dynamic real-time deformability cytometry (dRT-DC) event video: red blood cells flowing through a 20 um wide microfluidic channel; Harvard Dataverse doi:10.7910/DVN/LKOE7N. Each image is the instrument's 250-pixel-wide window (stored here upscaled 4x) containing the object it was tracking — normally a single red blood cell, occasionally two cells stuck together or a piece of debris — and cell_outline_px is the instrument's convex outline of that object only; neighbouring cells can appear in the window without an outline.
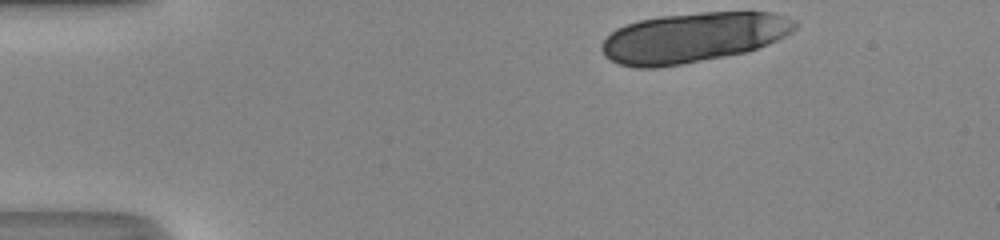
{"species": "human", "species_latin": "Homo sapiens", "temperature_condition": "room temperature", "stored_images_in_passage": 34, "camera_frame_rate_fps": 3000, "um_per_image_px": 0.085, "donor": {"sex": "male"}, "frame": {"image": 1, "passage_image": 1, "time_ms": 0.0, "image_size_px": [1000, 240], "cell_outline_px": [[796, 28], [792, 32], [768, 44], [748, 52], [684, 64], [656, 68], [632, 68], [620, 64], [604, 56], [600, 48], [600, 44], [616, 28], [640, 20], [660, 16], [700, 12], [772, 12], [796, 20]], "centroid_in_image_um": [58.91, 3.2], "position_along_channel_um": 26.1, "area_um2": 56.53}}
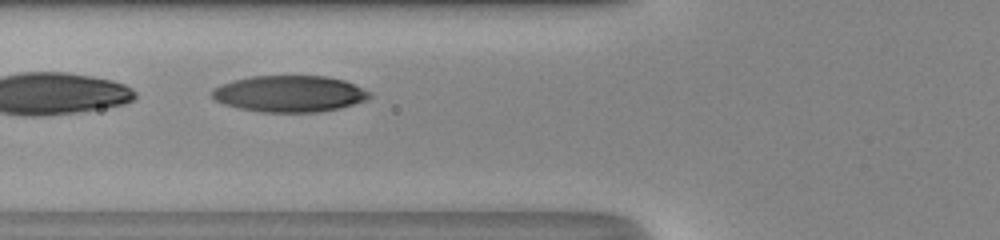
{"frame": {"image": 2, "passage_image": 13, "time_ms": 4.0, "image_size_px": [1000, 240], "cell_outline_px": [[372, 96], [364, 100], [340, 108], [320, 112], [260, 112], [240, 108], [224, 104], [216, 100], [212, 96], [212, 88], [220, 84], [232, 80], [252, 76], [328, 76], [344, 80], [372, 92]], "centroid_in_image_um": [24.6, 7.96], "position_along_channel_um": 101.2, "area_um2": 33.52}}
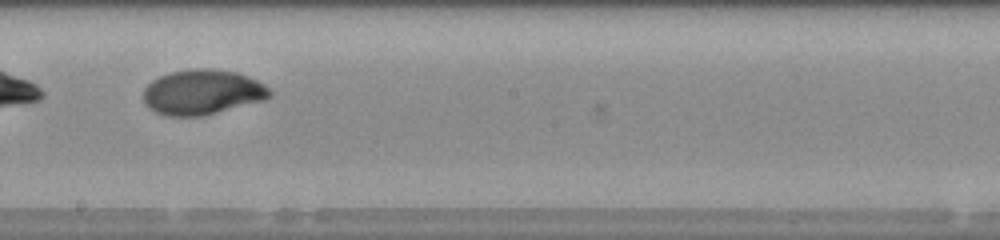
{"frame": {"image": 3, "passage_image": 22, "time_ms": 7.0, "image_size_px": [1000, 240], "cell_outline_px": [[272, 96], [264, 100], [204, 116], [164, 116], [148, 108], [144, 104], [144, 88], [152, 80], [160, 76], [172, 72], [196, 68], [212, 68], [236, 72], [248, 76], [264, 84], [272, 92]], "centroid_in_image_um": [17.2, 7.84], "position_along_channel_um": 231.0, "area_um2": 33.35}, "authors_computed_cell_mechanics": {"area_um2": 33.5818, "velocity_mm_per_s": 4.3335, "shape_relaxation_time_tau1_ms": 3.4693, "shape_relaxation_time_tau2_ms": 0.8679, "deformation_change_tau1": 0.1823, "deformation_change_tau2": 0.033}}